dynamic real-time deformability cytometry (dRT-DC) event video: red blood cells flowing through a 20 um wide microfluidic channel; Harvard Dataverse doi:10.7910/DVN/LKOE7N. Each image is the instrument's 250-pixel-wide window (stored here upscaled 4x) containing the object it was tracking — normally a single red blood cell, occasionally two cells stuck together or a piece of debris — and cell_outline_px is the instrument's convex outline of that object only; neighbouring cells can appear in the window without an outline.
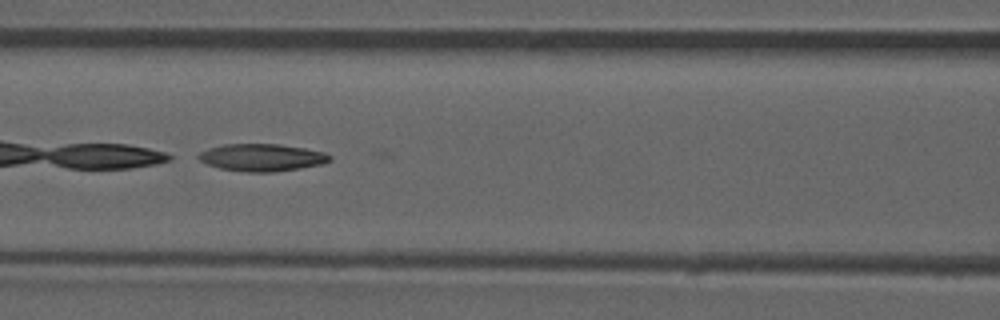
{"species": "common noctule bat (a hibernating species)", "species_latin": "Nyctalus noctula", "temperature_condition": "room temperature", "stored_images_in_passage": 50, "camera_frame_rate_fps": 3000, "um_per_image_px": 0.085, "animal": {"sex": "male", "forearm_length_mm": 52.5}, "frame": {"image": 1, "passage_image": 22, "time_ms": 7.0, "image_size_px": [1000, 320], "cell_outline_px": [[332, 160], [320, 164], [300, 168], [272, 172], [248, 172], [220, 168], [208, 164], [200, 160], [196, 156], [200, 152], [208, 148], [224, 144], [280, 144], [304, 148], [324, 152], [332, 156]], "centroid_in_image_um": [22.26, 13.38], "position_along_channel_um": 144.3, "area_um2": 20.81}}